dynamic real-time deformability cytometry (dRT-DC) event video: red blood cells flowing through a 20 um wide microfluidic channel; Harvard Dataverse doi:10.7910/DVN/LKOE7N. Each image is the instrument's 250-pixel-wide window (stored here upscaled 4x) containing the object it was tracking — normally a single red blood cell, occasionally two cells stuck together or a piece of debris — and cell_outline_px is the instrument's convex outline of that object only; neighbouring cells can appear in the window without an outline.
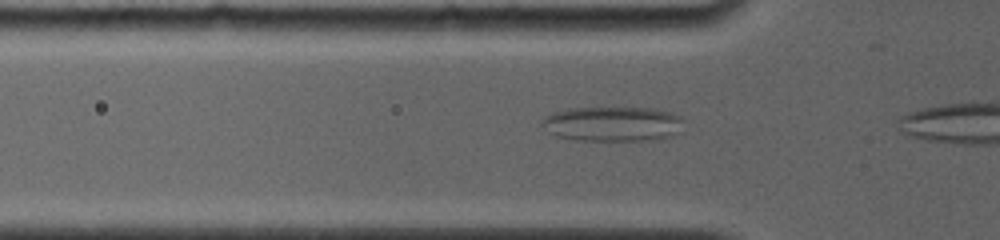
{"species": "common noctule bat (a hibernating species)", "species_latin": "Nyctalus noctula", "temperature_condition": "room temperature", "stored_images_in_passage": 6, "camera_frame_rate_fps": 4000, "um_per_image_px": 0.085, "animal": {"sex": "female", "body_mass_g": 19.0, "forearm_length_mm": 56.7}, "frame": {"image": 1, "passage_image": 3, "time_ms": 0.5, "image_size_px": [1000, 240], "cell_outline_px": [[684, 132], [668, 136], [640, 140], [576, 140], [556, 136], [548, 132], [540, 124], [540, 120], [544, 116], [552, 112], [572, 108], [652, 108], [672, 112], [680, 116], [684, 120]], "centroid_in_image_um": [52.08, 10.52], "position_along_channel_um": 73.7, "area_um2": 29.02}}